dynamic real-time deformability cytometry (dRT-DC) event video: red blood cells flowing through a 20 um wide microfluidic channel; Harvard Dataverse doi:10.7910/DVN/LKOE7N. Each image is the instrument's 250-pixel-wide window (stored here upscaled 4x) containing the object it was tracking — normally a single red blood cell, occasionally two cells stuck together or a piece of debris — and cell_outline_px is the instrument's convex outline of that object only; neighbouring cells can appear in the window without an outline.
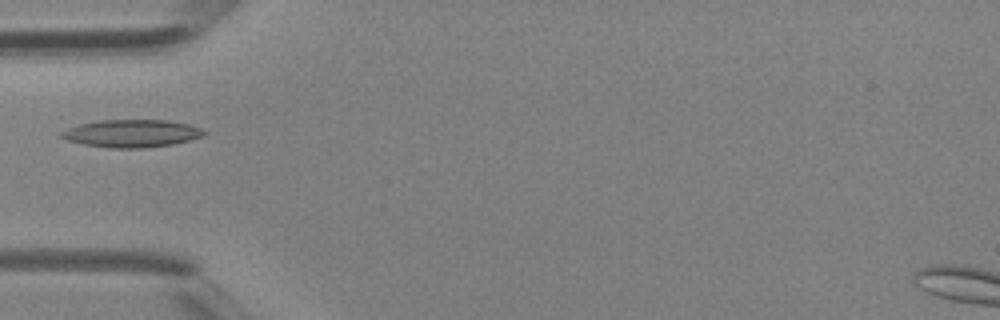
{"species": "Egyptian fruit bat (a non-hibernating species)", "species_latin": "Rousettus aegyptiacus", "temperature_condition": "room temperature", "stored_images_in_passage": 4, "camera_frame_rate_fps": 3000, "um_per_image_px": 0.085, "animal": {"sex": "female"}, "frame": {"image": 1, "passage_image": 4, "time_ms": 1.0, "image_size_px": [1000, 320], "cell_outline_px": [[208, 132], [204, 136], [172, 144], [144, 148], [108, 148], [84, 144], [68, 140], [60, 136], [60, 132], [68, 128], [80, 124], [100, 120], [168, 120], [188, 124], [200, 128]], "centroid_in_image_um": [11.21, 11.34], "position_along_channel_um": 73.8, "area_um2": 22.89}}